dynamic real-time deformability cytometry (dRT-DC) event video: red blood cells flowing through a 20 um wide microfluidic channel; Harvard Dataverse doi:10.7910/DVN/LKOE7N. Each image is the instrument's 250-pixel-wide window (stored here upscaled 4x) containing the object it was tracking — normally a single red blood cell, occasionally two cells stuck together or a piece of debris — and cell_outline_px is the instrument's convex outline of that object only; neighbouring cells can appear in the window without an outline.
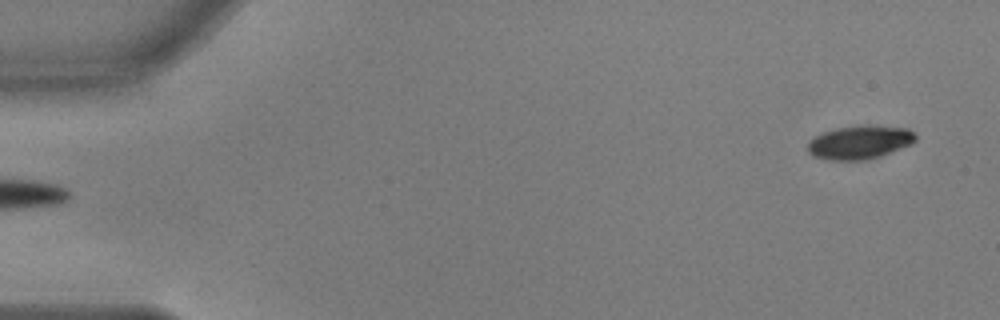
{"species": "common noctule bat (a hibernating species)", "species_latin": "Nyctalus noctula", "temperature_condition": "warm", "stored_images_in_passage": 54, "camera_frame_rate_fps": 3000, "um_per_image_px": 0.085, "animal": {"sex": "male", "body_mass_g": 17.9, "forearm_length_mm": 54.2}, "frame": {"image": 1, "passage_image": 2, "time_ms": 0.333, "image_size_px": [1000, 320], "cell_outline_px": [[916, 140], [912, 144], [880, 156], [868, 160], [828, 160], [812, 156], [808, 152], [808, 140], [824, 132], [836, 128], [908, 128], [916, 136]], "centroid_in_image_um": [73.02, 12.16], "position_along_channel_um": 12.0, "area_um2": 20.23}}
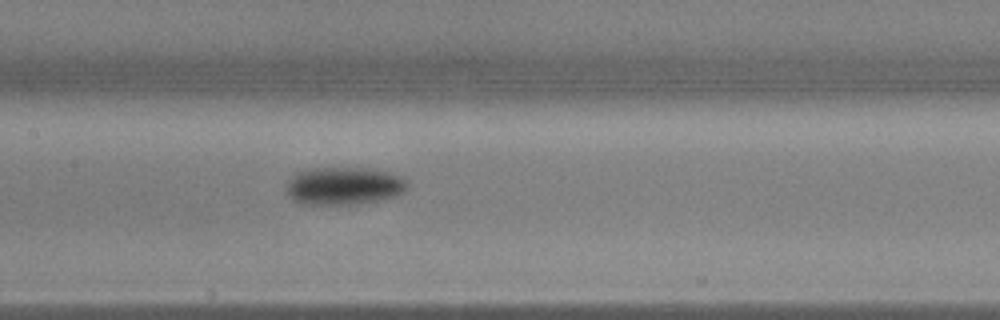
{"frame": {"image": 2, "passage_image": 26, "time_ms": 8.333, "image_size_px": [1000, 320], "cell_outline_px": [[408, 188], [404, 192], [396, 196], [380, 200], [356, 204], [300, 204], [292, 200], [288, 196], [288, 184], [292, 176], [296, 172], [308, 168], [364, 168], [388, 172], [400, 176], [408, 184]], "centroid_in_image_um": [29.23, 15.81], "position_along_channel_um": 178.2, "area_um2": 26.65}}
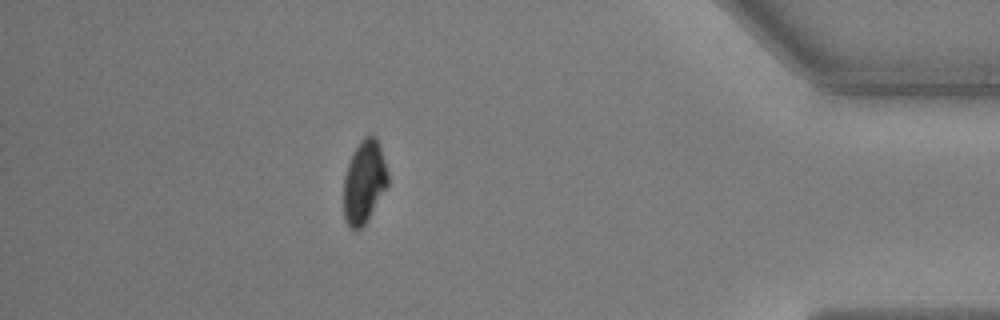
{"frame": {"image": 3, "passage_image": 48, "time_ms": 15.667, "image_size_px": [1000, 320], "cell_outline_px": [[388, 184], [368, 220], [356, 232], [352, 232], [348, 228], [344, 220], [344, 176], [352, 152], [360, 140], [364, 136], [376, 136], [388, 172]], "centroid_in_image_um": [30.93, 15.51], "position_along_channel_um": 404.3, "area_um2": 21.56}, "authors_computed_cell_mechanics": {"area_um2": 23.698, "velocity_mm_per_s": 3.6668, "shape_relaxation_time_tau1_ms": 2.2357, "shape_relaxation_time_tau2_ms": null, "deformation_change_tau1": 0.1217, "deformation_change_tau2": null}}